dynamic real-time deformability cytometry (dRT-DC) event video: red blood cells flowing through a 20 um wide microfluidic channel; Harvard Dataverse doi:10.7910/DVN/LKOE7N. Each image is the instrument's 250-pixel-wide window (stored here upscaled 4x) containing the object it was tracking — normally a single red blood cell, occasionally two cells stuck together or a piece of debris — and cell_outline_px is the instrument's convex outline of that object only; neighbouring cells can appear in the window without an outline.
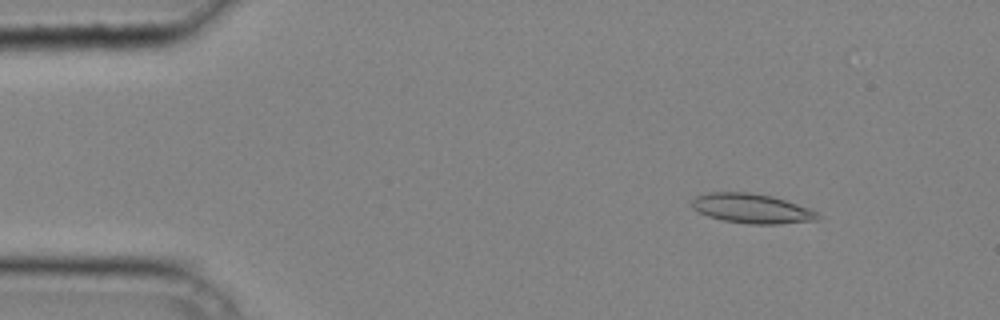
{"species": "common noctule bat (a hibernating species)", "species_latin": "Nyctalus noctula", "temperature_condition": "cold", "stored_images_in_passage": 33, "camera_frame_rate_fps": 3000, "um_per_image_px": 0.085, "animal": {"sex": "male", "body_mass_g": 20.4}, "frame": {"image": 1, "passage_image": 4, "time_ms": 1.0, "image_size_px": [1000, 320], "cell_outline_px": [[820, 220], [776, 224], [748, 224], [724, 220], [708, 216], [692, 208], [692, 200], [696, 196], [708, 192], [748, 192], [772, 196], [808, 208], [816, 212], [820, 216]], "centroid_in_image_um": [63.89, 17.72], "position_along_channel_um": 21.1, "area_um2": 21.56}}
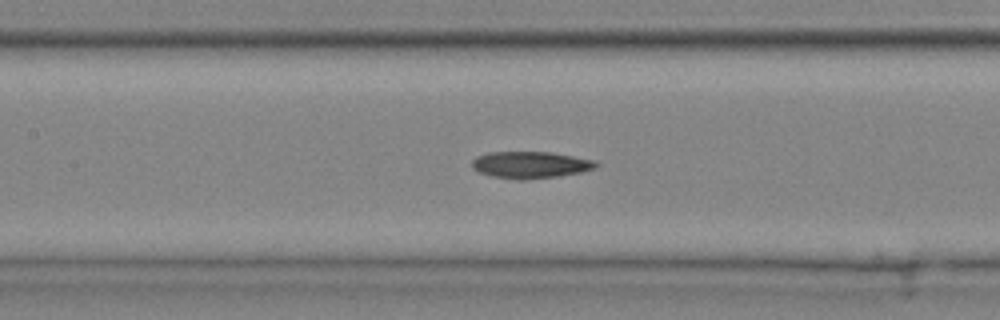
{"frame": {"image": 2, "passage_image": 18, "time_ms": 5.667, "image_size_px": [1000, 320], "cell_outline_px": [[600, 164], [596, 168], [580, 172], [556, 176], [524, 180], [492, 176], [480, 172], [472, 168], [472, 160], [476, 156], [488, 152], [552, 152], [596, 160]], "centroid_in_image_um": [45.11, 14.0], "position_along_channel_um": 162.3, "area_um2": 19.36}}
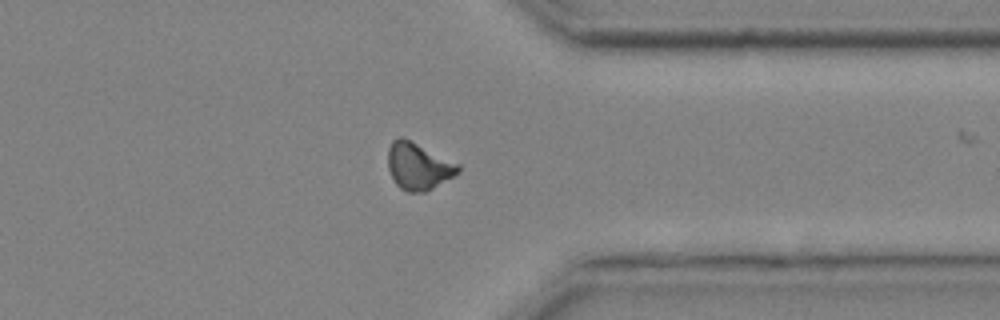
{"frame": {"image": 3, "passage_image": 32, "time_ms": 10.333, "image_size_px": [1000, 320], "cell_outline_px": [[460, 172], [432, 188], [424, 192], [408, 192], [400, 188], [396, 184], [388, 168], [388, 148], [392, 140], [400, 136], [460, 164]], "centroid_in_image_um": [35.55, 14.13], "position_along_channel_um": 375.9, "area_um2": 18.96}}